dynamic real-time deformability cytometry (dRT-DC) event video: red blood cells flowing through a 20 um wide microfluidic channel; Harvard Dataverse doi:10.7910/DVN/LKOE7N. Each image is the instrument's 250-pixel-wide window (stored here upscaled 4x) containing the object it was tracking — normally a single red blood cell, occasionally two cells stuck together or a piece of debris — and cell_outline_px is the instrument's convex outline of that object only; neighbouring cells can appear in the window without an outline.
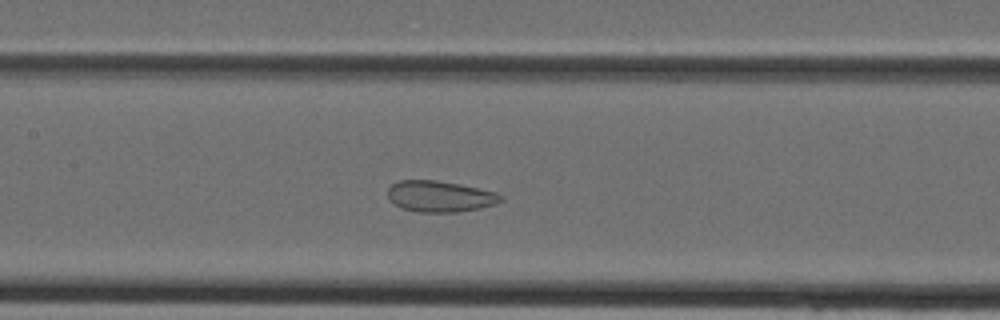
{"species": "Egyptian fruit bat (a non-hibernating species)", "species_latin": "Rousettus aegyptiacus", "temperature_condition": "cold", "stored_images_in_passage": 35, "camera_frame_rate_fps": 3000, "um_per_image_px": 0.085, "animal": {"sex": "female"}, "frame": {"image": 1, "passage_image": 15, "time_ms": 4.667, "image_size_px": [1000, 320], "cell_outline_px": [[504, 200], [496, 204], [480, 208], [456, 212], [420, 212], [400, 208], [392, 204], [388, 200], [388, 188], [392, 184], [400, 180], [436, 180], [460, 184], [496, 192], [504, 196]], "centroid_in_image_um": [37.39, 16.69], "position_along_channel_um": 170.0, "area_um2": 20.75}}
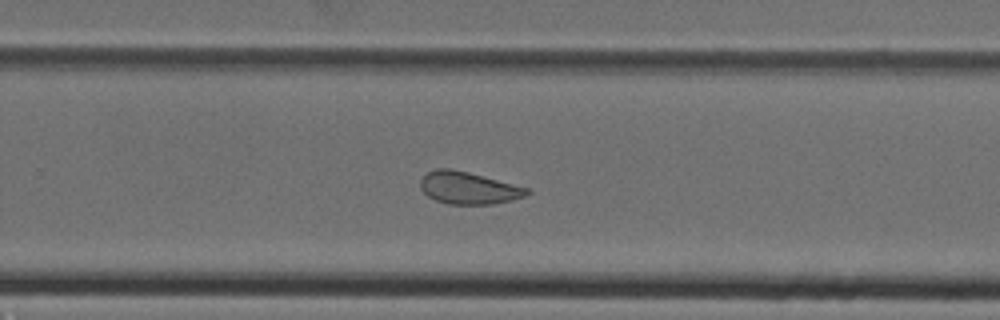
{"frame": {"image": 2, "passage_image": 22, "time_ms": 7.0, "image_size_px": [1000, 320], "cell_outline_px": [[532, 192], [524, 196], [512, 200], [492, 204], [448, 204], [436, 200], [428, 196], [420, 188], [420, 180], [428, 172], [436, 168], [452, 168], [468, 172], [528, 188]], "centroid_in_image_um": [39.8, 15.97], "position_along_channel_um": 290.0, "area_um2": 19.88}}
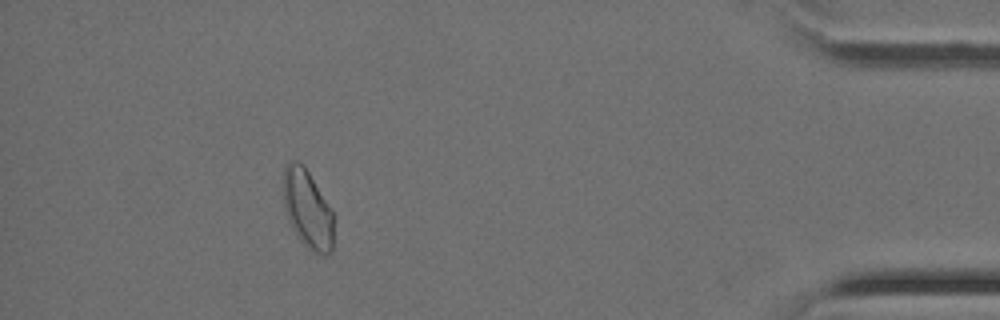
{"frame": {"image": 3, "passage_image": 32, "time_ms": 10.333, "image_size_px": [1000, 320], "cell_outline_px": [[332, 252], [328, 256], [324, 256], [312, 252], [300, 240], [292, 228], [288, 220], [284, 204], [284, 168], [292, 160], [296, 160], [304, 164], [332, 212]], "centroid_in_image_um": [26.13, 17.8], "position_along_channel_um": 409.1, "area_um2": 22.72}}